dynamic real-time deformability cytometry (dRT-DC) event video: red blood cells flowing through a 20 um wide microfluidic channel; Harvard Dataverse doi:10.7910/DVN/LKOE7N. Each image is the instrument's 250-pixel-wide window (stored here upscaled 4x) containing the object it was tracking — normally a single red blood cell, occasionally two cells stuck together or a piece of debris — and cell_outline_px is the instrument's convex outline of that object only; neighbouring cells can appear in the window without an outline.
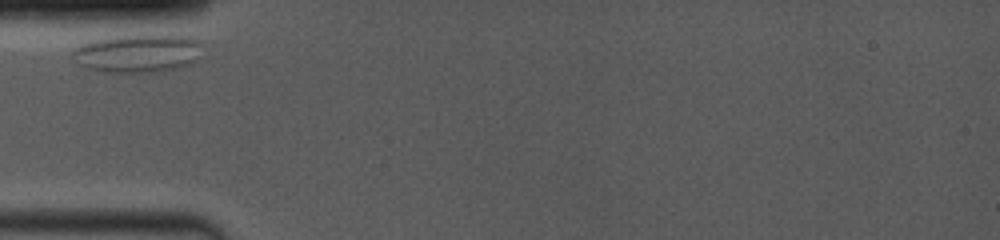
{"species": "common noctule bat (a hibernating species)", "species_latin": "Nyctalus noctula", "temperature_condition": "room temperature", "stored_images_in_passage": 2, "camera_frame_rate_fps": 4000, "um_per_image_px": 0.085, "animal": {"sex": "female", "body_mass_g": 19.0, "forearm_length_mm": 53.3}, "frame": {"image": 1, "passage_image": 1, "time_ms": 0.0, "image_size_px": [1000, 240], "cell_outline_px": [[204, 44], [200, 56], [192, 64], [176, 68], [156, 72], [112, 72], [88, 68], [80, 64], [72, 56], [72, 48], [88, 40], [108, 36], [188, 36], [200, 40]], "centroid_in_image_um": [11.73, 4.52], "position_along_channel_um": 73.3, "area_um2": 29.07}}